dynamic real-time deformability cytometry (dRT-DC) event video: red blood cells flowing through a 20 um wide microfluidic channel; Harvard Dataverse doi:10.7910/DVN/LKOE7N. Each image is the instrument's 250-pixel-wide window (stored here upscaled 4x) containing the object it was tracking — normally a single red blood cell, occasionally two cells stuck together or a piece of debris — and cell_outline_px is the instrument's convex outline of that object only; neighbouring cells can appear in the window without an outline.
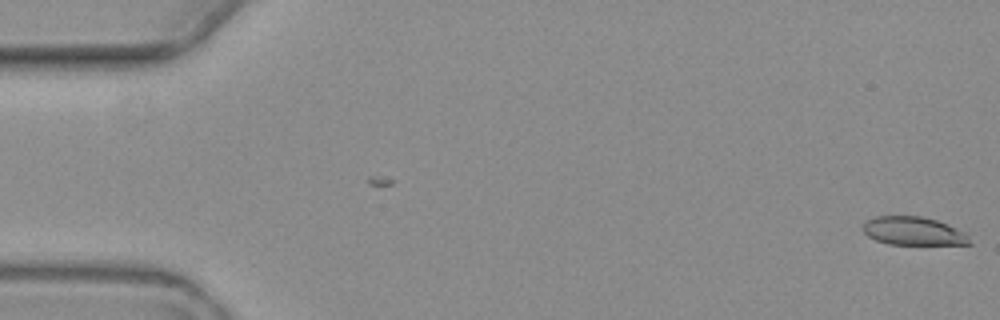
{"species": "common noctule bat (a hibernating species)", "species_latin": "Nyctalus noctula", "temperature_condition": "warm", "stored_images_in_passage": 2, "camera_frame_rate_fps": 3000, "um_per_image_px": 0.085, "animal": {"sex": "female", "body_mass_g": 19.3, "forearm_length_mm": 54.1}, "frame": {"image": 1, "passage_image": 2, "time_ms": 1.333, "image_size_px": [1000, 320], "cell_outline_px": [[972, 244], [888, 244], [876, 240], [868, 236], [864, 232], [864, 224], [868, 220], [876, 216], [920, 216], [936, 220], [948, 224], [964, 232], [968, 236]], "centroid_in_image_um": [77.65, 19.64], "position_along_channel_um": 7.4, "area_um2": 17.4}}